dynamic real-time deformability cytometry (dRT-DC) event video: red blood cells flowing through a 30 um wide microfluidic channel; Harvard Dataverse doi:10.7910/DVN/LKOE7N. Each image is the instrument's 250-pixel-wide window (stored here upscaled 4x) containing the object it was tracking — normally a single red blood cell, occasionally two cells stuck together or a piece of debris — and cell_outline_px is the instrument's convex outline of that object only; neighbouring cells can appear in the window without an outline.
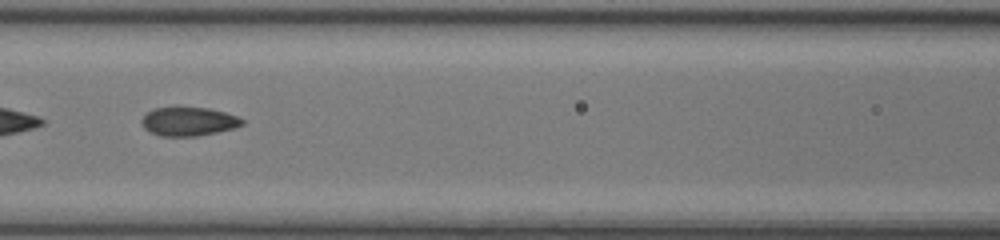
{"species": "common noctule bat (a hibernating species)", "species_latin": "Nyctalus noctula", "temperature_condition": "room temperature", "stored_images_in_passage": 34, "camera_frame_rate_fps": 3000, "um_per_image_px": 0.085, "animal": {"sex": "female", "body_mass_g": 17.0, "forearm_length_mm": 48.0}, "frame": {"image": 1, "passage_image": 6, "time_ms": 1.667, "image_size_px": [1000, 240], "cell_outline_px": [[244, 124], [236, 128], [196, 136], [160, 136], [148, 132], [144, 128], [140, 120], [148, 112], [156, 108], [208, 108], [224, 112], [236, 116], [244, 120]], "centroid_in_image_um": [16.03, 10.34], "position_along_channel_um": 150.6, "area_um2": 16.7}}
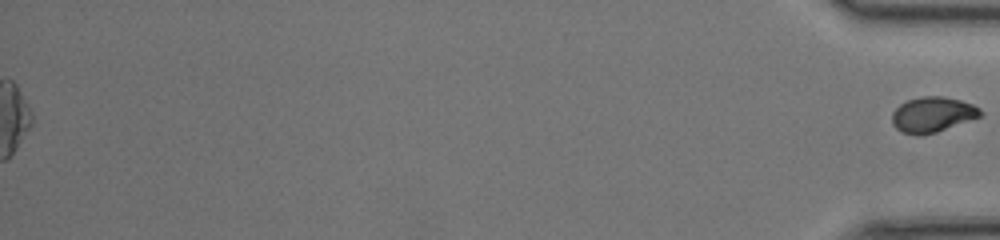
{"frame": {"image": 2, "passage_image": 34, "time_ms": 11.0, "image_size_px": [1000, 240], "cell_outline_px": [[984, 116], [936, 132], [920, 136], [916, 136], [900, 132], [892, 124], [892, 112], [900, 104], [908, 100], [920, 96], [944, 96], [960, 100], [972, 104], [980, 108], [984, 112]], "centroid_in_image_um": [79.28, 9.75], "position_along_channel_um": 355.9, "area_um2": 18.55}}